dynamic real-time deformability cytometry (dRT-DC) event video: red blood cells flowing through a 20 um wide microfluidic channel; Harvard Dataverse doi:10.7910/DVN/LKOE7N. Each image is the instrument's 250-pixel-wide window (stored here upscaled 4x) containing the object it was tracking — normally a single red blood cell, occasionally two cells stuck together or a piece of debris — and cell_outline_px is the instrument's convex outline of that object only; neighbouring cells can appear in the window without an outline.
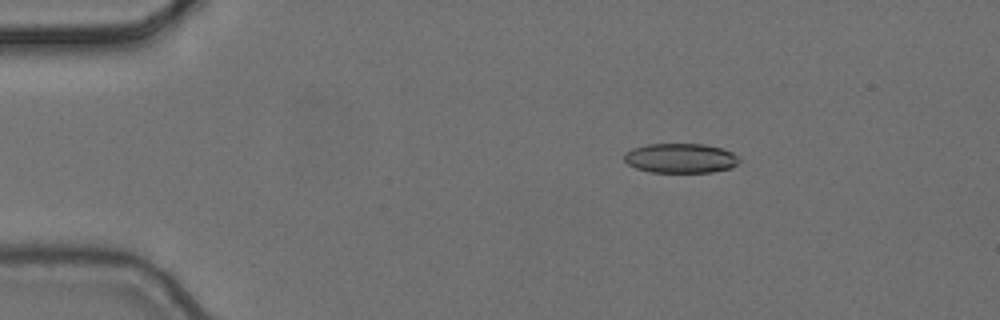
{"species": "common noctule bat (a hibernating species)", "species_latin": "Nyctalus noctula", "temperature_condition": "cold", "stored_images_in_passage": 5, "camera_frame_rate_fps": 3000, "um_per_image_px": 0.085, "animal": {"sex": "female", "body_mass_g": 24.6, "forearm_length_mm": 56.2}, "frame": {"image": 1, "passage_image": 3, "time_ms": 0.667, "image_size_px": [1000, 320], "cell_outline_px": [[740, 160], [732, 168], [712, 172], [648, 172], [636, 168], [628, 164], [624, 160], [624, 152], [632, 148], [648, 144], [704, 144], [720, 148], [732, 152]], "centroid_in_image_um": [57.82, 13.45], "position_along_channel_um": 27.2, "area_um2": 19.88}}